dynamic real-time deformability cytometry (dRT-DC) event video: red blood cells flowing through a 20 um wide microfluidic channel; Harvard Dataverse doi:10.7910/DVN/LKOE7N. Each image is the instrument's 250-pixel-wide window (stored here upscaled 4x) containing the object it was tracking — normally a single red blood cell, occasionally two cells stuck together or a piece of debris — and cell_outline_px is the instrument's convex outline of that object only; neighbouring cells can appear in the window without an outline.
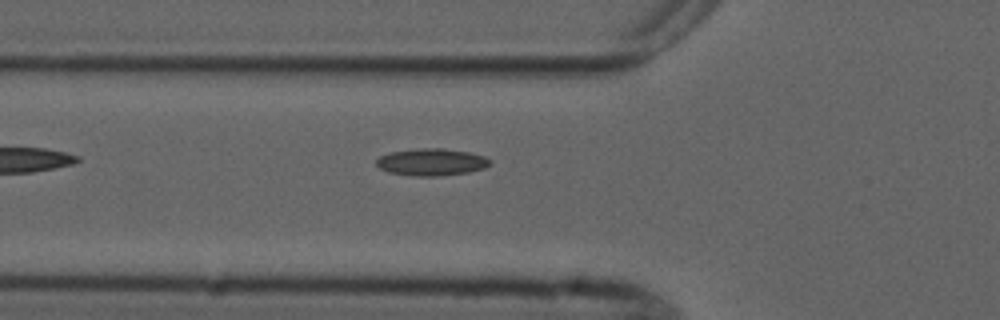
{"species": "common noctule bat (a hibernating species)", "species_latin": "Nyctalus noctula", "temperature_condition": "cold", "stored_images_in_passage": 6, "camera_frame_rate_fps": 3000, "um_per_image_px": 0.085, "animal": {"sex": "male", "forearm_length_mm": 52.5}, "frame": {"image": 1, "passage_image": 6, "time_ms": 6.0, "image_size_px": [1000, 320], "cell_outline_px": [[492, 164], [484, 168], [468, 172], [440, 176], [412, 176], [388, 172], [380, 168], [376, 164], [376, 160], [380, 156], [392, 152], [420, 148], [440, 148], [468, 152], [484, 156], [492, 160]], "centroid_in_image_um": [36.7, 13.78], "position_along_channel_um": 89.1, "area_um2": 17.92}}